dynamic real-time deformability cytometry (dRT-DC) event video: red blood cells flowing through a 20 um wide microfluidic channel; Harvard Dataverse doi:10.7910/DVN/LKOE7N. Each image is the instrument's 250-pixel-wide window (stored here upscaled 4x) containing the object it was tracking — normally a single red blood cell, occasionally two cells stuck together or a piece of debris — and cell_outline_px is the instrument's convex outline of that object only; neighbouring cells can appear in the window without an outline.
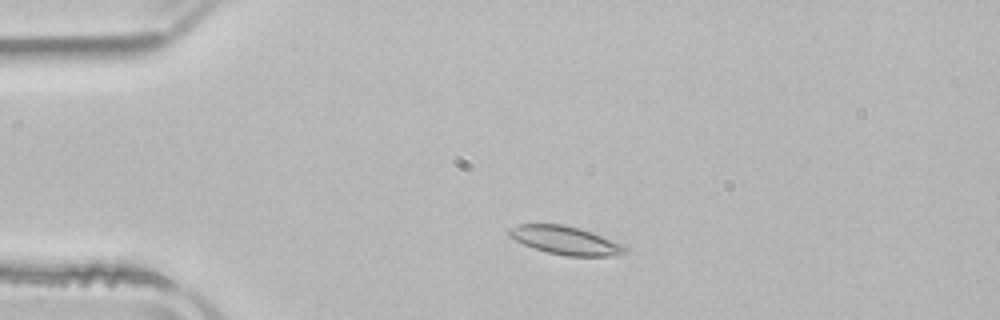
{"species": "common noctule bat (a hibernating species)", "species_latin": "Nyctalus noctula", "temperature_condition": "room temperature", "stored_images_in_passage": 48, "camera_frame_rate_fps": 3000, "um_per_image_px": 0.085, "animal": {"sex": "male", "body_mass_g": 21.5, "forearm_length_mm": 52.0}, "frame": {"image": 1, "passage_image": 7, "time_ms": 2.0, "image_size_px": [1000, 320], "cell_outline_px": [[628, 252], [616, 256], [564, 256], [548, 252], [524, 244], [508, 236], [508, 228], [516, 224], [564, 224], [580, 228], [592, 232], [624, 244], [628, 248]], "centroid_in_image_um": [48.1, 20.43], "position_along_channel_um": 36.9, "area_um2": 19.36}}
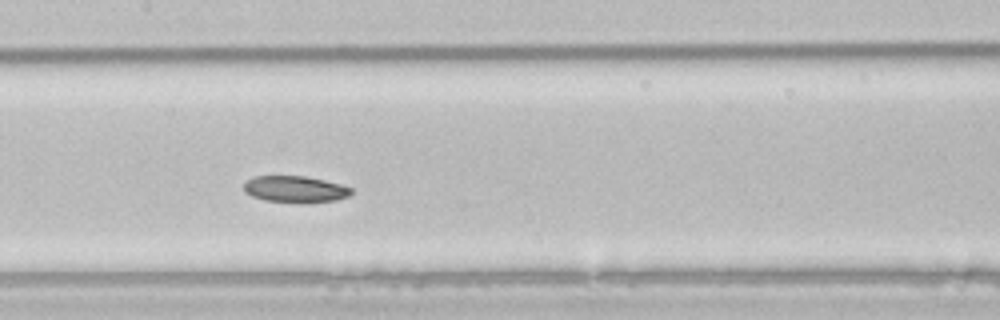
{"frame": {"image": 2, "passage_image": 21, "time_ms": 6.667, "image_size_px": [1000, 320], "cell_outline_px": [[352, 192], [348, 196], [336, 200], [304, 204], [264, 200], [252, 196], [244, 192], [244, 184], [252, 176], [304, 176], [324, 180], [340, 184], [352, 188]], "centroid_in_image_um": [25.08, 16.1], "position_along_channel_um": 182.3, "area_um2": 16.82}}
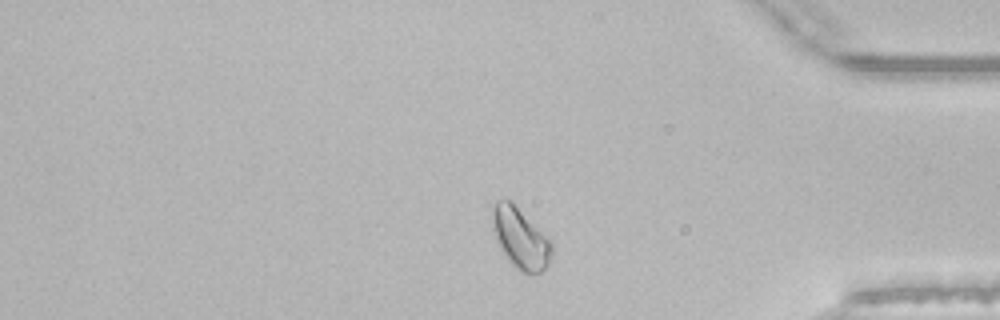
{"frame": {"image": 3, "passage_image": 39, "time_ms": 12.667, "image_size_px": [1000, 320], "cell_outline_px": [[552, 252], [548, 264], [540, 272], [520, 272], [508, 260], [500, 248], [496, 240], [492, 228], [492, 208], [496, 200], [512, 200], [552, 244]], "centroid_in_image_um": [44.19, 20.22], "position_along_channel_um": 391.0, "area_um2": 20.63}, "authors_computed_cell_mechanics": {"area_um2": 18.6116, "velocity_mm_per_s": 3.8878, "shape_relaxation_time_tau1_ms": 3.6413, "shape_relaxation_time_tau2_ms": null, "deformation_change_tau1": 0.0816, "deformation_change_tau2": null}}